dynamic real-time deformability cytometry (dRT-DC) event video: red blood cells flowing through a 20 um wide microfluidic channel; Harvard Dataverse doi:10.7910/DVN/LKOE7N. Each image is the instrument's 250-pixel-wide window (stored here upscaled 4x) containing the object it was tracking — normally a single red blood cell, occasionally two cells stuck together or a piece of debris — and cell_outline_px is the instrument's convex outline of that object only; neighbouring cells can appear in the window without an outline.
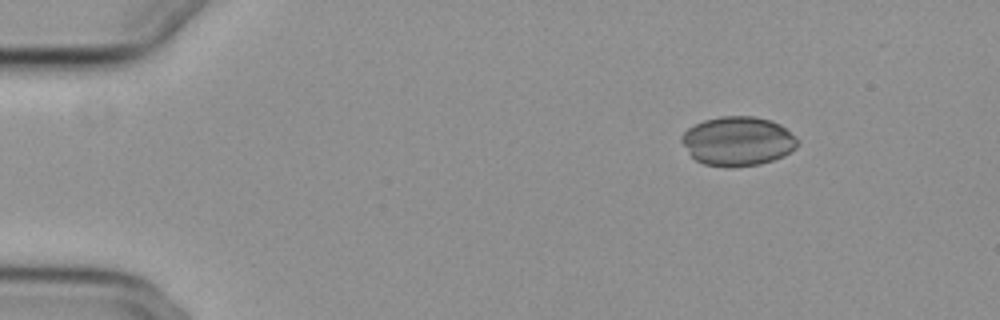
{"species": "common noctule bat (a hibernating species)", "species_latin": "Nyctalus noctula", "temperature_condition": "cold", "stored_images_in_passage": 42, "camera_frame_rate_fps": 3000, "um_per_image_px": 0.085, "animal": {"sex": "female", "body_mass_g": 29.2, "forearm_length_mm": 56.3}, "frame": {"image": 1, "passage_image": 1, "time_ms": 0.0, "image_size_px": [1000, 320], "cell_outline_px": [[796, 148], [784, 156], [760, 164], [728, 168], [704, 164], [696, 160], [688, 152], [680, 140], [680, 136], [688, 128], [704, 120], [720, 116], [752, 116], [768, 120], [780, 124], [796, 136]], "centroid_in_image_um": [62.69, 12.01], "position_along_channel_um": 22.3, "area_um2": 33.23}}
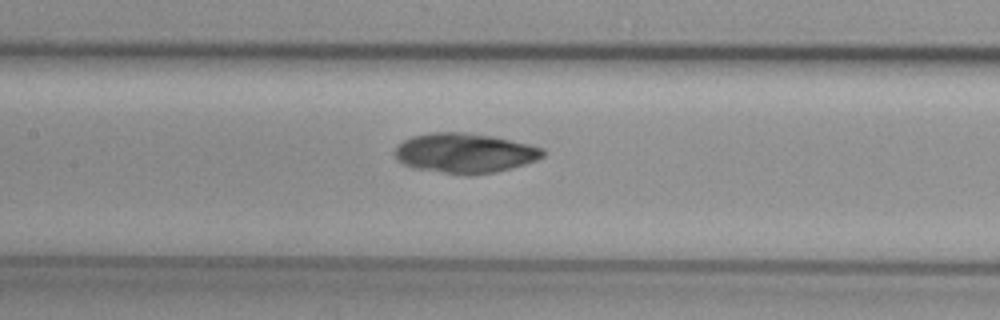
{"frame": {"image": 2, "passage_image": 20, "time_ms": 6.333, "image_size_px": [1000, 320], "cell_outline_px": [[544, 156], [536, 160], [512, 168], [496, 172], [468, 176], [412, 168], [396, 160], [396, 148], [404, 140], [412, 136], [428, 132], [468, 132], [492, 136], [528, 144], [544, 148]], "centroid_in_image_um": [39.5, 13.01], "position_along_channel_um": 167.9, "area_um2": 34.51}}
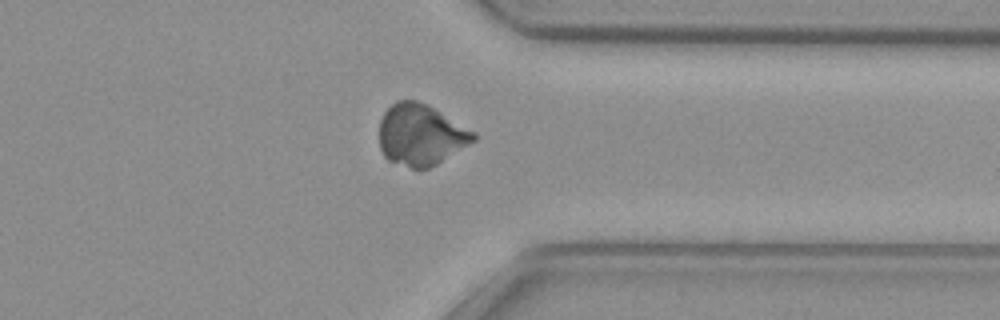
{"frame": {"image": 3, "passage_image": 37, "time_ms": 12.0, "image_size_px": [1000, 320], "cell_outline_px": [[476, 140], [436, 164], [428, 168], [412, 168], [388, 160], [384, 156], [380, 148], [380, 120], [384, 112], [396, 100], [416, 100], [428, 104], [476, 132]], "centroid_in_image_um": [35.76, 11.44], "position_along_channel_um": 375.6, "area_um2": 33.58}}